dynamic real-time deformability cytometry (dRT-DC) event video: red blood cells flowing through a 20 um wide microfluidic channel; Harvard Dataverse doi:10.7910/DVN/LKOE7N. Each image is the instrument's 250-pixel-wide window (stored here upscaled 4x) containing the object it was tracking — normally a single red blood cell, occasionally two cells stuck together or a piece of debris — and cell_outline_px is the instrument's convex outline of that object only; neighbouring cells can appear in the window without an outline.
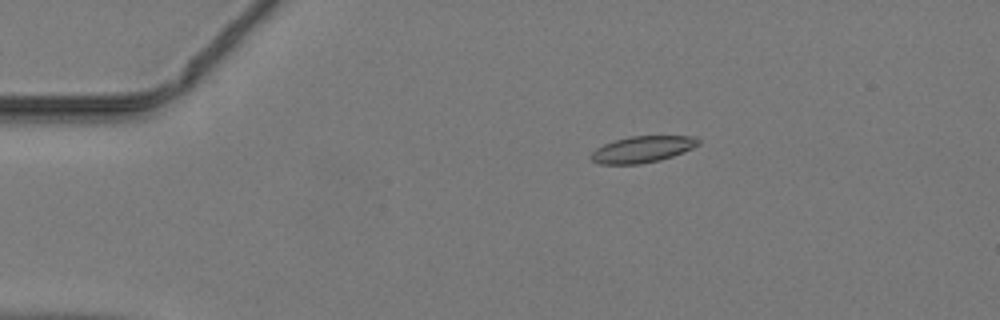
{"species": "common noctule bat (a hibernating species)", "species_latin": "Nyctalus noctula", "temperature_condition": "warm", "stored_images_in_passage": 48, "camera_frame_rate_fps": 3000, "um_per_image_px": 0.085, "animal": {"sex": "male", "body_mass_g": 19.2, "forearm_length_mm": 51.8}, "frame": {"image": 1, "passage_image": 10, "time_ms": 3.0, "image_size_px": [1000, 320], "cell_outline_px": [[700, 144], [692, 148], [672, 156], [660, 160], [640, 164], [600, 164], [592, 160], [588, 156], [596, 148], [604, 144], [628, 136], [692, 136], [700, 140]], "centroid_in_image_um": [54.58, 12.69], "position_along_channel_um": 30.4, "area_um2": 16.47}}
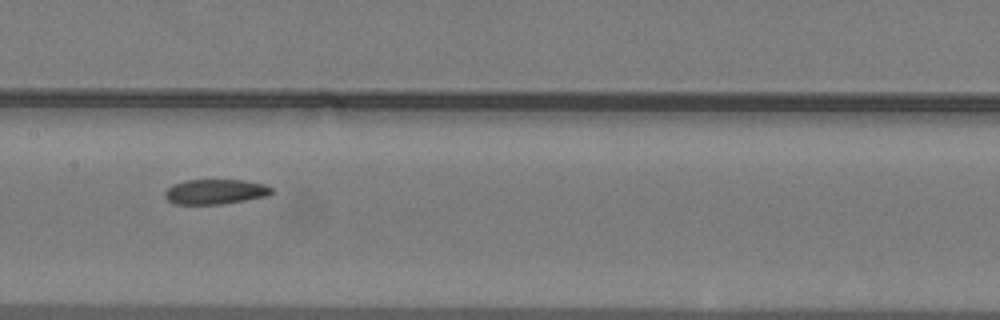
{"frame": {"image": 2, "passage_image": 25, "time_ms": 8.0, "image_size_px": [1000, 320], "cell_outline_px": [[272, 192], [268, 196], [220, 204], [176, 204], [168, 200], [164, 196], [164, 192], [172, 184], [184, 180], [244, 180], [264, 184], [272, 188]], "centroid_in_image_um": [18.28, 16.29], "position_along_channel_um": 189.1, "area_um2": 15.49}}
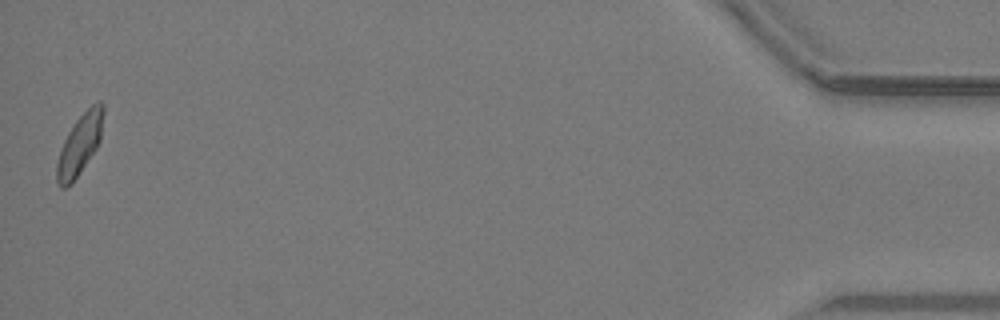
{"frame": {"image": 3, "passage_image": 48, "time_ms": 15.667, "image_size_px": [1000, 320], "cell_outline_px": [[104, 112], [100, 140], [96, 148], [72, 184], [64, 188], [60, 188], [56, 180], [56, 164], [60, 148], [68, 132], [76, 120], [92, 104], [100, 100], [104, 104]], "centroid_in_image_um": [6.76, 12.29], "position_along_channel_um": 428.4, "area_um2": 16.42}}